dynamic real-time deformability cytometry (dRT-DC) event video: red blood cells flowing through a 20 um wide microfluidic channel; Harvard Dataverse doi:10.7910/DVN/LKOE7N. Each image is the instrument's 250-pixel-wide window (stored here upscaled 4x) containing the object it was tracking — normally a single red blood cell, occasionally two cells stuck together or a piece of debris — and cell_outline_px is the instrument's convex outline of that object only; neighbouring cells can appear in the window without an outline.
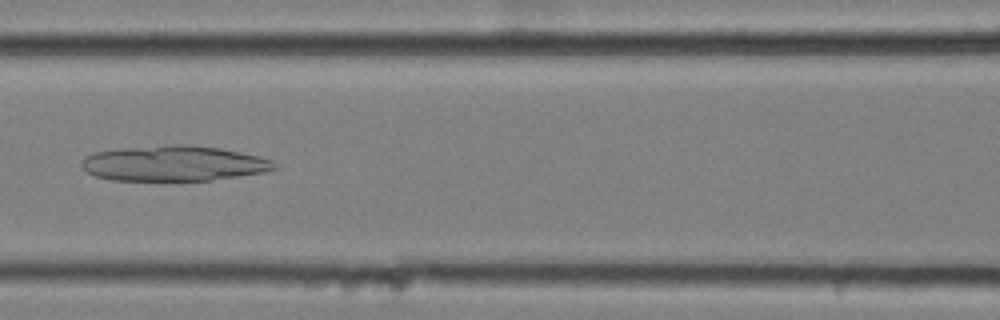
{"species": "common noctule bat (a hibernating species)", "species_latin": "Nyctalus noctula", "temperature_condition": "cold", "stored_images_in_passage": 57, "camera_frame_rate_fps": 3000, "um_per_image_px": 0.085, "animal": {"sex": "female", "body_mass_g": 25.1}, "frame": {"image": 1, "passage_image": 26, "time_ms": 8.333, "image_size_px": [1000, 320], "cell_outline_px": [[276, 168], [264, 172], [212, 180], [112, 180], [96, 176], [88, 172], [80, 164], [84, 156], [96, 152], [120, 148], [176, 144], [184, 144], [220, 148], [260, 156], [272, 160], [276, 164]], "centroid_in_image_um": [14.77, 13.88], "position_along_channel_um": 151.8, "area_um2": 39.59}}
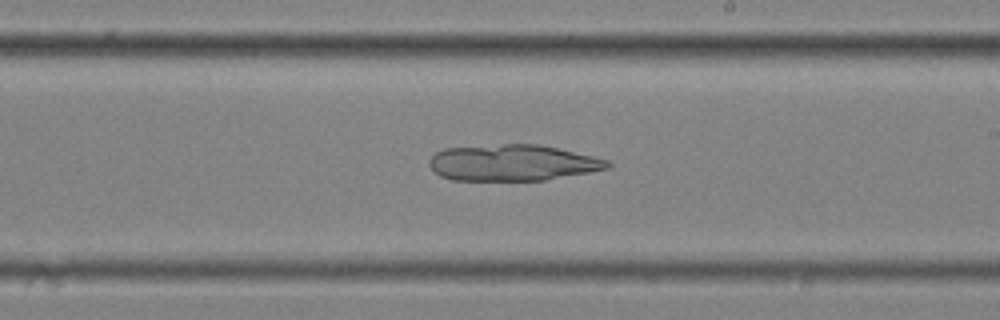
{"frame": {"image": 2, "passage_image": 34, "time_ms": 11.0, "image_size_px": [1000, 320], "cell_outline_px": [[612, 164], [608, 168], [588, 172], [544, 180], [452, 180], [440, 176], [428, 164], [428, 160], [436, 152], [444, 148], [504, 144], [536, 144], [556, 148], [592, 156], [608, 160]], "centroid_in_image_um": [43.53, 13.83], "position_along_channel_um": 245.5, "area_um2": 37.28}}
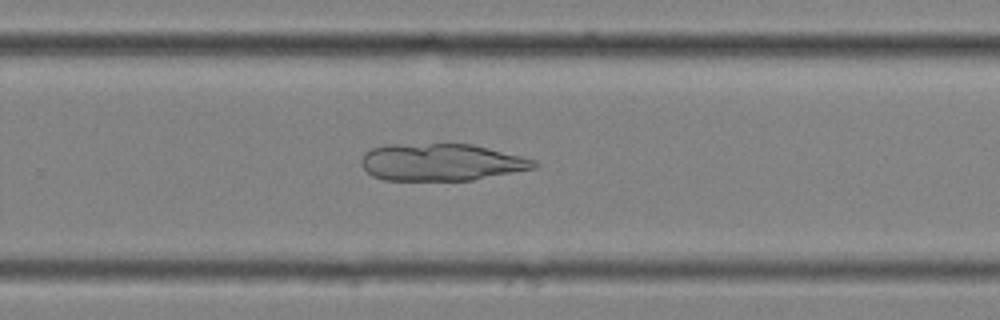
{"frame": {"image": 3, "passage_image": 38, "time_ms": 12.333, "image_size_px": [1000, 320], "cell_outline_px": [[540, 164], [536, 168], [472, 180], [384, 180], [372, 176], [360, 164], [360, 160], [364, 152], [372, 148], [384, 144], [472, 144], [536, 160]], "centroid_in_image_um": [37.48, 13.79], "position_along_channel_um": 292.3, "area_um2": 37.51}}